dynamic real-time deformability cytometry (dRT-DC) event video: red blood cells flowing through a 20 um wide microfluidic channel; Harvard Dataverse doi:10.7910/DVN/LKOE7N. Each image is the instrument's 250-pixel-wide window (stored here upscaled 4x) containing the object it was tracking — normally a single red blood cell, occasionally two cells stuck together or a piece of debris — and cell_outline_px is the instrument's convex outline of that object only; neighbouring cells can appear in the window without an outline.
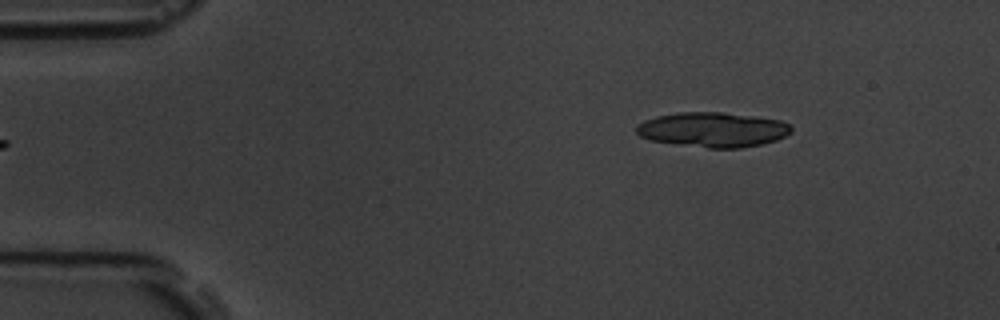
{"species": "common noctule bat (a hibernating species)", "species_latin": "Nyctalus noctula", "temperature_condition": "room temperature", "stored_images_in_passage": 6, "segment_of_instrument_passage": [2, 2], "camera_frame_rate_fps": 3000, "um_per_image_px": 0.085, "animal": {"sex": "male", "body_mass_g": 19.5, "forearm_length_mm": 54.6}, "frame": {"image": 1, "passage_image": 6, "time_ms": 6.667, "image_size_px": [1000, 320], "cell_outline_px": [[792, 132], [776, 140], [760, 144], [740, 148], [708, 148], [652, 140], [640, 136], [636, 132], [636, 124], [644, 120], [656, 116], [680, 112], [720, 112], [752, 116], [780, 120], [788, 124], [792, 128]], "centroid_in_image_um": [60.57, 11.01], "position_along_channel_um": 24.4, "area_um2": 31.21}}